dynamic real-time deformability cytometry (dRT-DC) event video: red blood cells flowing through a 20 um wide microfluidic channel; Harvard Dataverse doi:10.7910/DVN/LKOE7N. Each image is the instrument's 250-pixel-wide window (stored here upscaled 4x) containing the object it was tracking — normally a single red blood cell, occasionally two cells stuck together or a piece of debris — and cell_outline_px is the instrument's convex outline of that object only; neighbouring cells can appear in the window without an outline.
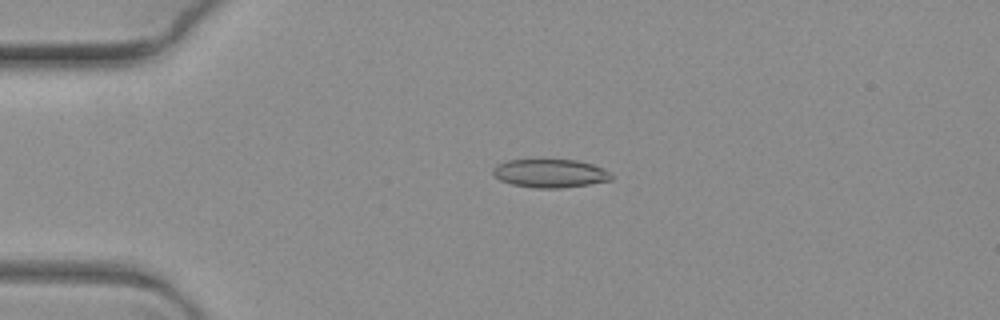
{"species": "common noctule bat (a hibernating species)", "species_latin": "Nyctalus noctula", "temperature_condition": "warm", "stored_images_in_passage": 6, "camera_frame_rate_fps": 3000, "um_per_image_px": 0.085, "animal": {"sex": "female", "body_mass_g": 19.3, "forearm_length_mm": 54.1}, "frame": {"image": 1, "passage_image": 5, "time_ms": 1.333, "image_size_px": [1000, 320], "cell_outline_px": [[612, 180], [588, 184], [560, 188], [536, 188], [512, 184], [500, 180], [492, 176], [492, 168], [496, 164], [508, 160], [576, 160], [592, 164], [608, 172], [612, 176]], "centroid_in_image_um": [46.69, 14.73], "position_along_channel_um": 38.3, "area_um2": 19.48}}